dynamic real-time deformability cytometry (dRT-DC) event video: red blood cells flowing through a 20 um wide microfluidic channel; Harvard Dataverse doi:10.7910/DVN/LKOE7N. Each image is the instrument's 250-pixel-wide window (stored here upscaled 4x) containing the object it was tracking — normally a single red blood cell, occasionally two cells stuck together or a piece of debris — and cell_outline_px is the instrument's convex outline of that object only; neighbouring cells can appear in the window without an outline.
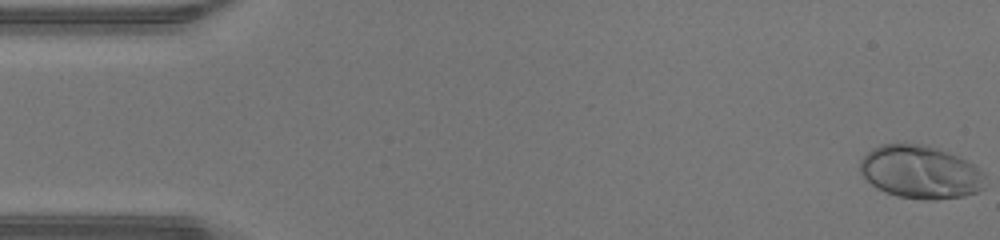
{"species": "human", "species_latin": "Homo sapiens", "temperature_condition": "warm", "stored_images_in_passage": 47, "camera_frame_rate_fps": 3000, "um_per_image_px": 0.085, "donor": {"sex": "male"}, "frame": {"image": 1, "passage_image": 1, "time_ms": 0.0, "image_size_px": [1000, 240], "cell_outline_px": [[984, 188], [976, 192], [964, 196], [936, 200], [928, 200], [896, 196], [884, 192], [876, 188], [860, 172], [860, 160], [872, 148], [880, 144], [924, 144], [948, 152], [976, 164], [984, 172]], "centroid_in_image_um": [78.25, 14.63], "position_along_channel_um": 6.7, "area_um2": 38.9}}
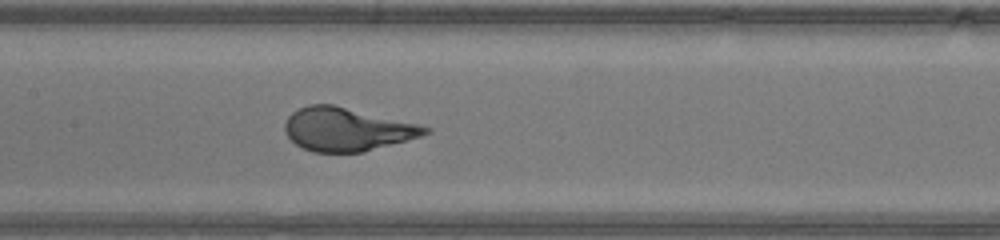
{"frame": {"image": 2, "passage_image": 23, "time_ms": 7.333, "image_size_px": [1000, 240], "cell_outline_px": [[432, 132], [420, 136], [364, 152], [312, 152], [296, 144], [284, 132], [284, 124], [288, 116], [292, 112], [308, 104], [332, 104], [420, 124], [432, 128]], "centroid_in_image_um": [29.48, 10.99], "position_along_channel_um": 177.9, "area_um2": 35.37}}
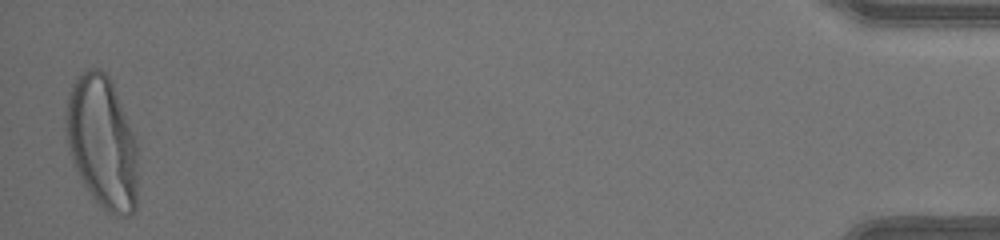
{"frame": {"image": 3, "passage_image": 47, "time_ms": 15.333, "image_size_px": [1000, 240], "cell_outline_px": [[136, 212], [128, 216], [120, 216], [108, 212], [92, 196], [84, 184], [68, 152], [64, 128], [64, 116], [68, 92], [76, 76], [80, 72], [88, 68], [100, 68], [108, 76], [112, 84], [136, 140]], "centroid_in_image_um": [8.64, 12.06], "position_along_channel_um": 426.6, "area_um2": 55.6}, "authors_computed_cell_mechanics": {"area_um2": 35.9516, "velocity_mm_per_s": 4.3684, "shape_relaxation_time_tau1_ms": 2.819, "shape_relaxation_time_tau2_ms": null, "deformation_change_tau1": 0.2272, "deformation_change_tau2": null}}